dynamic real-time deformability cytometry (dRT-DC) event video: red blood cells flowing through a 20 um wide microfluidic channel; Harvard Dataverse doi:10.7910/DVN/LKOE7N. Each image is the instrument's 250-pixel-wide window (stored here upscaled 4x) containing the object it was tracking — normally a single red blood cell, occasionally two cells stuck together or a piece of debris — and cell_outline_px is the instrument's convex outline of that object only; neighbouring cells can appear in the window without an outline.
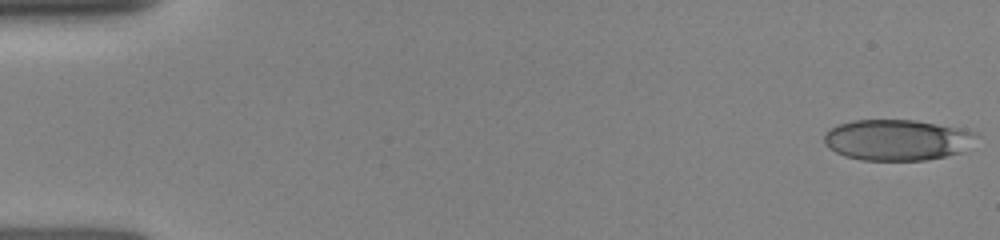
{"species": "human", "species_latin": "Homo sapiens", "temperature_condition": "room temperature", "stored_images_in_passage": 35, "camera_frame_rate_fps": 3000, "um_per_image_px": 0.085, "donor": {"sex": "female"}, "frame": {"image": 1, "passage_image": 1, "time_ms": 0.0, "image_size_px": [1000, 240], "cell_outline_px": [[980, 136], [960, 152], [944, 156], [924, 160], [860, 160], [844, 156], [828, 148], [824, 144], [824, 136], [828, 128], [836, 124], [852, 120], [916, 120], [960, 128], [976, 132]], "centroid_in_image_um": [76.21, 11.88], "position_along_channel_um": 8.8, "area_um2": 36.47}}
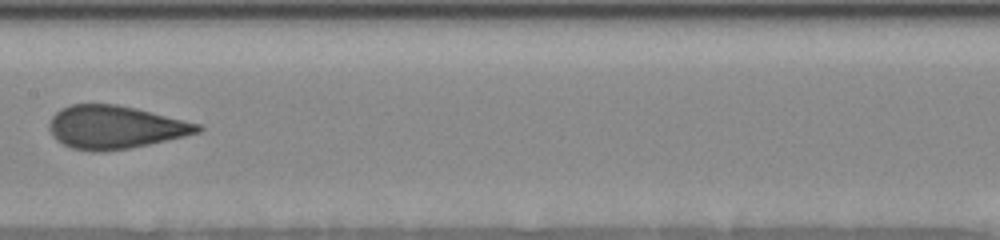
{"frame": {"image": 2, "passage_image": 18, "time_ms": 8.0, "image_size_px": [1000, 240], "cell_outline_px": [[204, 128], [200, 132], [184, 136], [148, 144], [128, 148], [104, 152], [96, 152], [72, 148], [56, 140], [52, 136], [48, 128], [48, 124], [52, 116], [60, 108], [72, 104], [116, 104], [136, 108], [200, 124]], "centroid_in_image_um": [9.75, 10.81], "position_along_channel_um": 197.7, "area_um2": 37.22}}
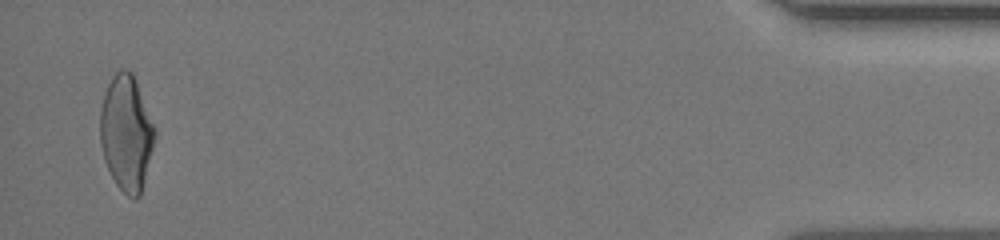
{"frame": {"image": 3, "passage_image": 34, "time_ms": 15.333, "image_size_px": [1000, 240], "cell_outline_px": [[156, 136], [140, 196], [136, 200], [128, 196], [116, 184], [104, 160], [100, 144], [100, 108], [108, 84], [112, 76], [120, 68], [128, 68], [132, 72], [156, 132]], "centroid_in_image_um": [10.72, 11.31], "position_along_channel_um": 424.5, "area_um2": 36.47}}